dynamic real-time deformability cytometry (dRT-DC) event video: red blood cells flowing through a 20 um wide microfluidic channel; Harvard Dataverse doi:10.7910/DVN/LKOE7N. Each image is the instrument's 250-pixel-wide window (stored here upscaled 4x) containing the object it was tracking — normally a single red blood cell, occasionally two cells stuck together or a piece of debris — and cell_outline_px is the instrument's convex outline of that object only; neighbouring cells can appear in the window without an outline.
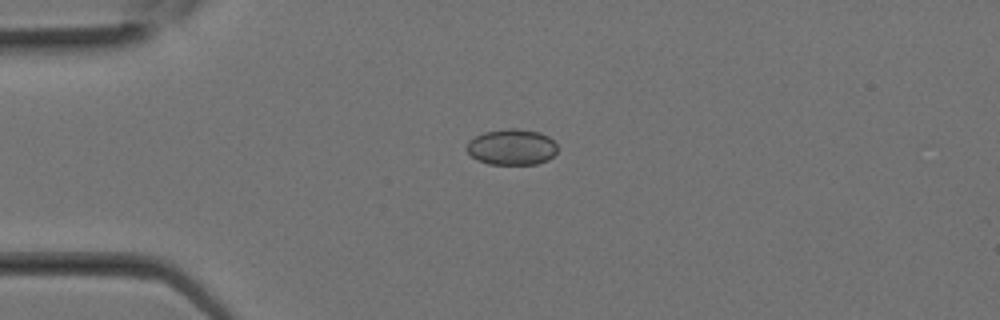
{"species": "Egyptian fruit bat (a non-hibernating species)", "species_latin": "Rousettus aegyptiacus", "temperature_condition": "room temperature", "stored_images_in_passage": 10, "camera_frame_rate_fps": 3000, "um_per_image_px": 0.085, "animal": {"sex": "female"}, "frame": {"image": 1, "passage_image": 2, "time_ms": 0.333, "image_size_px": [1000, 320], "cell_outline_px": [[556, 152], [548, 160], [536, 164], [488, 164], [476, 160], [464, 148], [468, 140], [484, 132], [508, 128], [516, 128], [540, 132], [548, 136], [556, 144]], "centroid_in_image_um": [43.46, 12.5], "position_along_channel_um": 41.5, "area_um2": 19.13}}
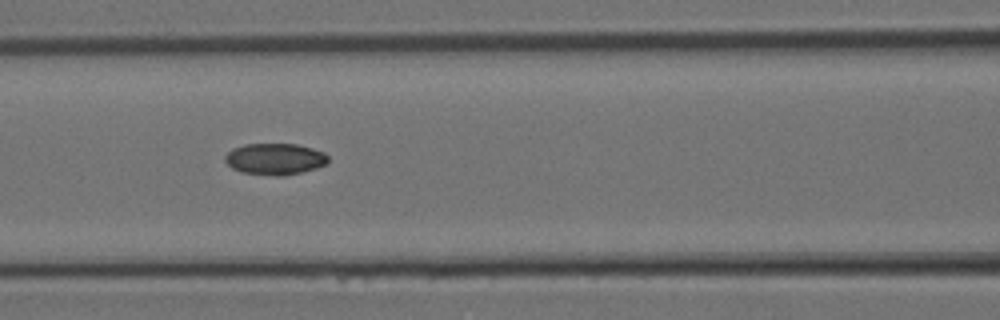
{"frame": {"image": 2, "passage_image": 7, "time_ms": 2.0, "image_size_px": [1000, 320], "cell_outline_px": [[328, 160], [324, 164], [316, 168], [284, 176], [276, 176], [244, 172], [232, 168], [224, 160], [224, 156], [232, 148], [244, 144], [296, 144], [312, 148], [324, 152], [328, 156]], "centroid_in_image_um": [23.35, 13.5], "position_along_channel_um": 143.2, "area_um2": 18.79}}
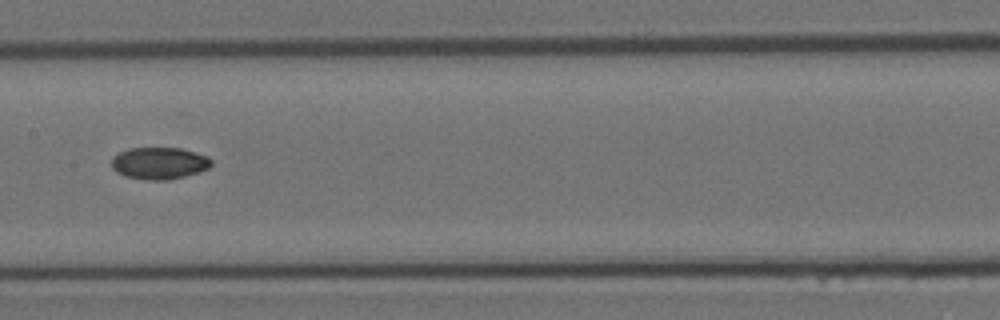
{"frame": {"image": 3, "passage_image": 9, "time_ms": 2.667, "image_size_px": [1000, 320], "cell_outline_px": [[212, 164], [208, 168], [184, 176], [168, 180], [152, 180], [124, 176], [116, 172], [112, 168], [112, 156], [128, 148], [180, 148], [208, 156], [212, 160]], "centroid_in_image_um": [13.51, 13.86], "position_along_channel_um": 193.9, "area_um2": 18.5}}